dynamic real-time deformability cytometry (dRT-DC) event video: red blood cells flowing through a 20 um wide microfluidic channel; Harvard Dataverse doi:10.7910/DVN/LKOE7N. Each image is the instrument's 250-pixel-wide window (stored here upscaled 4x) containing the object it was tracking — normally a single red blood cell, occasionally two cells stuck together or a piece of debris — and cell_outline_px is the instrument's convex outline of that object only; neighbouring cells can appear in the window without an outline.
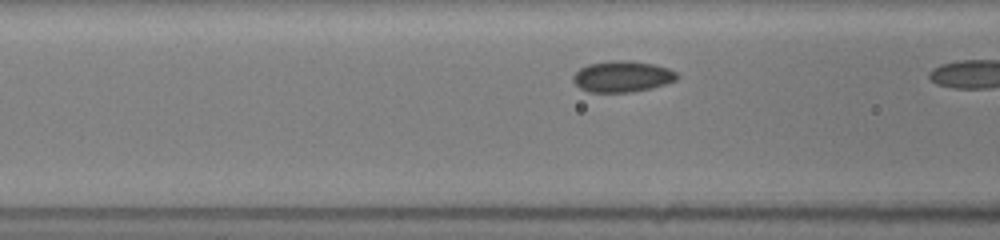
{"species": "common noctule bat (a hibernating species)", "species_latin": "Nyctalus noctula", "temperature_condition": "room temperature", "stored_images_in_passage": 7, "camera_frame_rate_fps": 3000, "um_per_image_px": 0.085, "animal": {"sex": "female", "body_mass_g": 19.5, "forearm_length_mm": 54.1}, "frame": {"image": 1, "passage_image": 6, "time_ms": 1.667, "image_size_px": [1000, 240], "cell_outline_px": [[680, 76], [676, 80], [652, 88], [632, 92], [588, 92], [580, 88], [572, 80], [572, 76], [580, 68], [588, 64], [612, 60], [624, 60], [652, 64], [668, 68], [676, 72]], "centroid_in_image_um": [52.88, 6.51], "position_along_channel_um": 113.7, "area_um2": 18.84}}